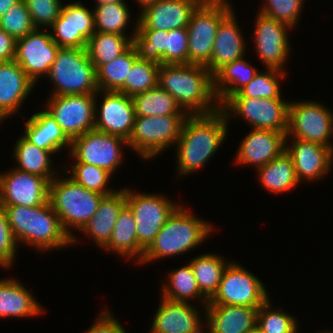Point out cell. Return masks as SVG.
<instances>
[{"mask_svg": "<svg viewBox=\"0 0 333 333\" xmlns=\"http://www.w3.org/2000/svg\"><path fill=\"white\" fill-rule=\"evenodd\" d=\"M158 85L167 91L188 115H206L220 109L213 90V75L204 65L161 64L158 70Z\"/></svg>", "mask_w": 333, "mask_h": 333, "instance_id": "6da1fadb", "label": "cell"}, {"mask_svg": "<svg viewBox=\"0 0 333 333\" xmlns=\"http://www.w3.org/2000/svg\"><path fill=\"white\" fill-rule=\"evenodd\" d=\"M228 119L219 109L206 115H189L176 143L177 175L200 170L224 142Z\"/></svg>", "mask_w": 333, "mask_h": 333, "instance_id": "7a4b0ae2", "label": "cell"}, {"mask_svg": "<svg viewBox=\"0 0 333 333\" xmlns=\"http://www.w3.org/2000/svg\"><path fill=\"white\" fill-rule=\"evenodd\" d=\"M6 212L12 234L17 242L46 251L61 249L72 244V238L66 233L60 219L49 202L27 207L2 205Z\"/></svg>", "mask_w": 333, "mask_h": 333, "instance_id": "3957f363", "label": "cell"}, {"mask_svg": "<svg viewBox=\"0 0 333 333\" xmlns=\"http://www.w3.org/2000/svg\"><path fill=\"white\" fill-rule=\"evenodd\" d=\"M213 229L210 222L195 217L180 204L145 250L140 264L184 254L201 245Z\"/></svg>", "mask_w": 333, "mask_h": 333, "instance_id": "277c9868", "label": "cell"}, {"mask_svg": "<svg viewBox=\"0 0 333 333\" xmlns=\"http://www.w3.org/2000/svg\"><path fill=\"white\" fill-rule=\"evenodd\" d=\"M57 178L58 176L49 183L48 200L58 215L62 227L72 238V243H76L77 238L70 229L76 228L81 231L95 214L105 195L88 190L71 177Z\"/></svg>", "mask_w": 333, "mask_h": 333, "instance_id": "5b68a950", "label": "cell"}, {"mask_svg": "<svg viewBox=\"0 0 333 333\" xmlns=\"http://www.w3.org/2000/svg\"><path fill=\"white\" fill-rule=\"evenodd\" d=\"M56 95L96 94V70L86 48L60 47L47 75Z\"/></svg>", "mask_w": 333, "mask_h": 333, "instance_id": "8992f818", "label": "cell"}, {"mask_svg": "<svg viewBox=\"0 0 333 333\" xmlns=\"http://www.w3.org/2000/svg\"><path fill=\"white\" fill-rule=\"evenodd\" d=\"M227 0H203L193 11L187 28L188 64L206 65L213 52L220 22L233 10Z\"/></svg>", "mask_w": 333, "mask_h": 333, "instance_id": "52a82bcc", "label": "cell"}, {"mask_svg": "<svg viewBox=\"0 0 333 333\" xmlns=\"http://www.w3.org/2000/svg\"><path fill=\"white\" fill-rule=\"evenodd\" d=\"M189 115L136 117L128 146L143 159H152L177 143Z\"/></svg>", "mask_w": 333, "mask_h": 333, "instance_id": "ba28073f", "label": "cell"}, {"mask_svg": "<svg viewBox=\"0 0 333 333\" xmlns=\"http://www.w3.org/2000/svg\"><path fill=\"white\" fill-rule=\"evenodd\" d=\"M289 104L290 102H284L283 99L228 98L220 109L227 119L235 114L239 115L250 123L253 129H270L287 133Z\"/></svg>", "mask_w": 333, "mask_h": 333, "instance_id": "9c48e42d", "label": "cell"}, {"mask_svg": "<svg viewBox=\"0 0 333 333\" xmlns=\"http://www.w3.org/2000/svg\"><path fill=\"white\" fill-rule=\"evenodd\" d=\"M161 194H139L126 188V205L134 215L139 245L146 250L179 206ZM175 203V204H174Z\"/></svg>", "mask_w": 333, "mask_h": 333, "instance_id": "30bf717a", "label": "cell"}, {"mask_svg": "<svg viewBox=\"0 0 333 333\" xmlns=\"http://www.w3.org/2000/svg\"><path fill=\"white\" fill-rule=\"evenodd\" d=\"M268 298L266 288L258 277L238 263L230 261L208 304L260 307Z\"/></svg>", "mask_w": 333, "mask_h": 333, "instance_id": "8fae6325", "label": "cell"}, {"mask_svg": "<svg viewBox=\"0 0 333 333\" xmlns=\"http://www.w3.org/2000/svg\"><path fill=\"white\" fill-rule=\"evenodd\" d=\"M286 135L287 143L289 137L293 136L333 149L330 142L333 136V113L317 101H291Z\"/></svg>", "mask_w": 333, "mask_h": 333, "instance_id": "7c38bea8", "label": "cell"}, {"mask_svg": "<svg viewBox=\"0 0 333 333\" xmlns=\"http://www.w3.org/2000/svg\"><path fill=\"white\" fill-rule=\"evenodd\" d=\"M96 94L50 96L46 111L56 120L65 135L72 141L94 130Z\"/></svg>", "mask_w": 333, "mask_h": 333, "instance_id": "4fadbf2b", "label": "cell"}, {"mask_svg": "<svg viewBox=\"0 0 333 333\" xmlns=\"http://www.w3.org/2000/svg\"><path fill=\"white\" fill-rule=\"evenodd\" d=\"M123 145L128 146L124 138L94 129L74 138L68 154L74 162L97 166L113 176L123 160Z\"/></svg>", "mask_w": 333, "mask_h": 333, "instance_id": "5bb4252c", "label": "cell"}, {"mask_svg": "<svg viewBox=\"0 0 333 333\" xmlns=\"http://www.w3.org/2000/svg\"><path fill=\"white\" fill-rule=\"evenodd\" d=\"M59 48L50 33L36 28L16 40L14 60L36 84L40 76L48 75Z\"/></svg>", "mask_w": 333, "mask_h": 333, "instance_id": "9a60e30c", "label": "cell"}, {"mask_svg": "<svg viewBox=\"0 0 333 333\" xmlns=\"http://www.w3.org/2000/svg\"><path fill=\"white\" fill-rule=\"evenodd\" d=\"M51 37L59 47L86 48L95 33L94 12L81 1L64 4L60 16L49 27Z\"/></svg>", "mask_w": 333, "mask_h": 333, "instance_id": "2e32d148", "label": "cell"}, {"mask_svg": "<svg viewBox=\"0 0 333 333\" xmlns=\"http://www.w3.org/2000/svg\"><path fill=\"white\" fill-rule=\"evenodd\" d=\"M255 22L254 41L262 64L266 68L284 71L283 65L287 61L290 51L287 33L292 28L261 13L257 14Z\"/></svg>", "mask_w": 333, "mask_h": 333, "instance_id": "e0dca14e", "label": "cell"}, {"mask_svg": "<svg viewBox=\"0 0 333 333\" xmlns=\"http://www.w3.org/2000/svg\"><path fill=\"white\" fill-rule=\"evenodd\" d=\"M11 170L0 174V205L34 207L48 201L50 182L46 178Z\"/></svg>", "mask_w": 333, "mask_h": 333, "instance_id": "ac0fdd59", "label": "cell"}, {"mask_svg": "<svg viewBox=\"0 0 333 333\" xmlns=\"http://www.w3.org/2000/svg\"><path fill=\"white\" fill-rule=\"evenodd\" d=\"M99 93L104 94V98L100 107L95 102L94 129L120 136L128 141L136 118L132 97L118 91H99Z\"/></svg>", "mask_w": 333, "mask_h": 333, "instance_id": "d6986e66", "label": "cell"}, {"mask_svg": "<svg viewBox=\"0 0 333 333\" xmlns=\"http://www.w3.org/2000/svg\"><path fill=\"white\" fill-rule=\"evenodd\" d=\"M203 0H157L144 7L137 29L170 31L188 26L193 11Z\"/></svg>", "mask_w": 333, "mask_h": 333, "instance_id": "ffe728a7", "label": "cell"}, {"mask_svg": "<svg viewBox=\"0 0 333 333\" xmlns=\"http://www.w3.org/2000/svg\"><path fill=\"white\" fill-rule=\"evenodd\" d=\"M292 141L291 145L286 142V152L292 157L295 175L299 182L316 181L331 170L333 162L331 147L299 138H292Z\"/></svg>", "mask_w": 333, "mask_h": 333, "instance_id": "44dd1931", "label": "cell"}, {"mask_svg": "<svg viewBox=\"0 0 333 333\" xmlns=\"http://www.w3.org/2000/svg\"><path fill=\"white\" fill-rule=\"evenodd\" d=\"M287 133L270 129H253L243 138L236 154V163L259 168L286 150Z\"/></svg>", "mask_w": 333, "mask_h": 333, "instance_id": "7402d4cb", "label": "cell"}, {"mask_svg": "<svg viewBox=\"0 0 333 333\" xmlns=\"http://www.w3.org/2000/svg\"><path fill=\"white\" fill-rule=\"evenodd\" d=\"M150 333H203L199 310L189 302H173L161 297ZM202 330V331H201Z\"/></svg>", "mask_w": 333, "mask_h": 333, "instance_id": "603a6c76", "label": "cell"}, {"mask_svg": "<svg viewBox=\"0 0 333 333\" xmlns=\"http://www.w3.org/2000/svg\"><path fill=\"white\" fill-rule=\"evenodd\" d=\"M35 85L15 60L0 62V117L15 115Z\"/></svg>", "mask_w": 333, "mask_h": 333, "instance_id": "cb8c5ba5", "label": "cell"}, {"mask_svg": "<svg viewBox=\"0 0 333 333\" xmlns=\"http://www.w3.org/2000/svg\"><path fill=\"white\" fill-rule=\"evenodd\" d=\"M259 307L207 304L208 333H248L257 325Z\"/></svg>", "mask_w": 333, "mask_h": 333, "instance_id": "d4e9b609", "label": "cell"}, {"mask_svg": "<svg viewBox=\"0 0 333 333\" xmlns=\"http://www.w3.org/2000/svg\"><path fill=\"white\" fill-rule=\"evenodd\" d=\"M232 10L219 24L210 61L205 65L214 75L224 65L244 57L246 43Z\"/></svg>", "mask_w": 333, "mask_h": 333, "instance_id": "484cf974", "label": "cell"}, {"mask_svg": "<svg viewBox=\"0 0 333 333\" xmlns=\"http://www.w3.org/2000/svg\"><path fill=\"white\" fill-rule=\"evenodd\" d=\"M125 205L126 187L104 196L81 232L89 235L97 247L104 248L110 240L119 212Z\"/></svg>", "mask_w": 333, "mask_h": 333, "instance_id": "4316f807", "label": "cell"}, {"mask_svg": "<svg viewBox=\"0 0 333 333\" xmlns=\"http://www.w3.org/2000/svg\"><path fill=\"white\" fill-rule=\"evenodd\" d=\"M24 137L38 148L59 152L71 148V140L65 135L56 120L46 111L33 114L25 124Z\"/></svg>", "mask_w": 333, "mask_h": 333, "instance_id": "83f0119b", "label": "cell"}, {"mask_svg": "<svg viewBox=\"0 0 333 333\" xmlns=\"http://www.w3.org/2000/svg\"><path fill=\"white\" fill-rule=\"evenodd\" d=\"M40 313H43L42 306L19 280L0 279V318L34 317Z\"/></svg>", "mask_w": 333, "mask_h": 333, "instance_id": "f1b7e54d", "label": "cell"}, {"mask_svg": "<svg viewBox=\"0 0 333 333\" xmlns=\"http://www.w3.org/2000/svg\"><path fill=\"white\" fill-rule=\"evenodd\" d=\"M104 249L125 258H135L138 264L141 262L145 250L138 243L134 215L127 205L119 212L110 240Z\"/></svg>", "mask_w": 333, "mask_h": 333, "instance_id": "f546056e", "label": "cell"}, {"mask_svg": "<svg viewBox=\"0 0 333 333\" xmlns=\"http://www.w3.org/2000/svg\"><path fill=\"white\" fill-rule=\"evenodd\" d=\"M258 70L242 57L221 67L213 75V90L221 106L231 95L250 83Z\"/></svg>", "mask_w": 333, "mask_h": 333, "instance_id": "4dcf8cb0", "label": "cell"}, {"mask_svg": "<svg viewBox=\"0 0 333 333\" xmlns=\"http://www.w3.org/2000/svg\"><path fill=\"white\" fill-rule=\"evenodd\" d=\"M137 23L134 25L135 29L132 35L129 36L104 32H95L91 36L86 50L95 70L116 59L132 45L134 34L137 31Z\"/></svg>", "mask_w": 333, "mask_h": 333, "instance_id": "1f68e13d", "label": "cell"}, {"mask_svg": "<svg viewBox=\"0 0 333 333\" xmlns=\"http://www.w3.org/2000/svg\"><path fill=\"white\" fill-rule=\"evenodd\" d=\"M262 186L272 193L292 190L300 183L295 175L292 157L286 150L264 166L257 168Z\"/></svg>", "mask_w": 333, "mask_h": 333, "instance_id": "d6a6232c", "label": "cell"}, {"mask_svg": "<svg viewBox=\"0 0 333 333\" xmlns=\"http://www.w3.org/2000/svg\"><path fill=\"white\" fill-rule=\"evenodd\" d=\"M15 161L19 165L16 169L46 178L49 182L56 177L52 170L53 154L49 150L38 148L28 141L23 135L20 136L14 147ZM53 171V172H52Z\"/></svg>", "mask_w": 333, "mask_h": 333, "instance_id": "836d02e7", "label": "cell"}, {"mask_svg": "<svg viewBox=\"0 0 333 333\" xmlns=\"http://www.w3.org/2000/svg\"><path fill=\"white\" fill-rule=\"evenodd\" d=\"M190 265L200 292L210 300L216 293L226 266L223 257L206 253L190 260Z\"/></svg>", "mask_w": 333, "mask_h": 333, "instance_id": "e575fe53", "label": "cell"}, {"mask_svg": "<svg viewBox=\"0 0 333 333\" xmlns=\"http://www.w3.org/2000/svg\"><path fill=\"white\" fill-rule=\"evenodd\" d=\"M136 117L188 115L176 100L159 85L132 96Z\"/></svg>", "mask_w": 333, "mask_h": 333, "instance_id": "d590c367", "label": "cell"}, {"mask_svg": "<svg viewBox=\"0 0 333 333\" xmlns=\"http://www.w3.org/2000/svg\"><path fill=\"white\" fill-rule=\"evenodd\" d=\"M170 272L168 282L162 285V298L173 302L187 303L190 299L199 298L206 307L209 300L200 292L190 263Z\"/></svg>", "mask_w": 333, "mask_h": 333, "instance_id": "8d00e7d4", "label": "cell"}, {"mask_svg": "<svg viewBox=\"0 0 333 333\" xmlns=\"http://www.w3.org/2000/svg\"><path fill=\"white\" fill-rule=\"evenodd\" d=\"M136 49L131 45L116 59L100 66L96 70L99 91H118L128 78L129 70L138 59Z\"/></svg>", "mask_w": 333, "mask_h": 333, "instance_id": "74e56055", "label": "cell"}, {"mask_svg": "<svg viewBox=\"0 0 333 333\" xmlns=\"http://www.w3.org/2000/svg\"><path fill=\"white\" fill-rule=\"evenodd\" d=\"M286 72L275 68H266L257 72L252 81L229 98H269L281 99L279 79L285 78Z\"/></svg>", "mask_w": 333, "mask_h": 333, "instance_id": "f35d334b", "label": "cell"}, {"mask_svg": "<svg viewBox=\"0 0 333 333\" xmlns=\"http://www.w3.org/2000/svg\"><path fill=\"white\" fill-rule=\"evenodd\" d=\"M94 8L95 32L128 36L125 30L126 25L130 22L131 13H129V7L124 1L96 5Z\"/></svg>", "mask_w": 333, "mask_h": 333, "instance_id": "ab89813d", "label": "cell"}, {"mask_svg": "<svg viewBox=\"0 0 333 333\" xmlns=\"http://www.w3.org/2000/svg\"><path fill=\"white\" fill-rule=\"evenodd\" d=\"M132 45L140 59L166 64V31L137 29Z\"/></svg>", "mask_w": 333, "mask_h": 333, "instance_id": "60d3db41", "label": "cell"}, {"mask_svg": "<svg viewBox=\"0 0 333 333\" xmlns=\"http://www.w3.org/2000/svg\"><path fill=\"white\" fill-rule=\"evenodd\" d=\"M159 67L158 63L138 58L129 70L125 84L118 92L132 97L156 87L158 85Z\"/></svg>", "mask_w": 333, "mask_h": 333, "instance_id": "b9f144b4", "label": "cell"}, {"mask_svg": "<svg viewBox=\"0 0 333 333\" xmlns=\"http://www.w3.org/2000/svg\"><path fill=\"white\" fill-rule=\"evenodd\" d=\"M71 170L72 172H70V177L88 190L98 192L105 196L116 191L107 186L112 175L102 168L86 163L75 162L70 171Z\"/></svg>", "mask_w": 333, "mask_h": 333, "instance_id": "7bdbcfd3", "label": "cell"}, {"mask_svg": "<svg viewBox=\"0 0 333 333\" xmlns=\"http://www.w3.org/2000/svg\"><path fill=\"white\" fill-rule=\"evenodd\" d=\"M268 298L258 309L257 325L265 333H297V320L282 310H274ZM298 329V330H297Z\"/></svg>", "mask_w": 333, "mask_h": 333, "instance_id": "ee69618b", "label": "cell"}, {"mask_svg": "<svg viewBox=\"0 0 333 333\" xmlns=\"http://www.w3.org/2000/svg\"><path fill=\"white\" fill-rule=\"evenodd\" d=\"M0 28L16 40L36 29L24 0L17 2L0 17Z\"/></svg>", "mask_w": 333, "mask_h": 333, "instance_id": "f6af8a7d", "label": "cell"}, {"mask_svg": "<svg viewBox=\"0 0 333 333\" xmlns=\"http://www.w3.org/2000/svg\"><path fill=\"white\" fill-rule=\"evenodd\" d=\"M259 13L287 24L291 28L297 27L303 6V0H265ZM305 1V0H304Z\"/></svg>", "mask_w": 333, "mask_h": 333, "instance_id": "bcb514c9", "label": "cell"}, {"mask_svg": "<svg viewBox=\"0 0 333 333\" xmlns=\"http://www.w3.org/2000/svg\"><path fill=\"white\" fill-rule=\"evenodd\" d=\"M36 28H49L60 16L61 0H24ZM46 26V27H45Z\"/></svg>", "mask_w": 333, "mask_h": 333, "instance_id": "7dc6e473", "label": "cell"}, {"mask_svg": "<svg viewBox=\"0 0 333 333\" xmlns=\"http://www.w3.org/2000/svg\"><path fill=\"white\" fill-rule=\"evenodd\" d=\"M166 64H188L186 27L166 31Z\"/></svg>", "mask_w": 333, "mask_h": 333, "instance_id": "c3c4849f", "label": "cell"}, {"mask_svg": "<svg viewBox=\"0 0 333 333\" xmlns=\"http://www.w3.org/2000/svg\"><path fill=\"white\" fill-rule=\"evenodd\" d=\"M17 246L4 207L0 205V267L9 268L12 265Z\"/></svg>", "mask_w": 333, "mask_h": 333, "instance_id": "681fc988", "label": "cell"}, {"mask_svg": "<svg viewBox=\"0 0 333 333\" xmlns=\"http://www.w3.org/2000/svg\"><path fill=\"white\" fill-rule=\"evenodd\" d=\"M112 314L107 309L103 310L98 315L94 325L85 333H127L121 323Z\"/></svg>", "mask_w": 333, "mask_h": 333, "instance_id": "f907efd6", "label": "cell"}, {"mask_svg": "<svg viewBox=\"0 0 333 333\" xmlns=\"http://www.w3.org/2000/svg\"><path fill=\"white\" fill-rule=\"evenodd\" d=\"M16 39L0 28V62L15 59Z\"/></svg>", "mask_w": 333, "mask_h": 333, "instance_id": "816d5d0a", "label": "cell"}, {"mask_svg": "<svg viewBox=\"0 0 333 333\" xmlns=\"http://www.w3.org/2000/svg\"><path fill=\"white\" fill-rule=\"evenodd\" d=\"M20 0H0V17Z\"/></svg>", "mask_w": 333, "mask_h": 333, "instance_id": "f5cc1de1", "label": "cell"}, {"mask_svg": "<svg viewBox=\"0 0 333 333\" xmlns=\"http://www.w3.org/2000/svg\"><path fill=\"white\" fill-rule=\"evenodd\" d=\"M156 1L157 0H136V2H138L139 5H141L140 7L141 10L148 5L155 3Z\"/></svg>", "mask_w": 333, "mask_h": 333, "instance_id": "db71d44e", "label": "cell"}, {"mask_svg": "<svg viewBox=\"0 0 333 333\" xmlns=\"http://www.w3.org/2000/svg\"><path fill=\"white\" fill-rule=\"evenodd\" d=\"M124 0H97L96 5H103L108 3L123 2Z\"/></svg>", "mask_w": 333, "mask_h": 333, "instance_id": "11a10c76", "label": "cell"}, {"mask_svg": "<svg viewBox=\"0 0 333 333\" xmlns=\"http://www.w3.org/2000/svg\"><path fill=\"white\" fill-rule=\"evenodd\" d=\"M248 333H265V332L258 325H256Z\"/></svg>", "mask_w": 333, "mask_h": 333, "instance_id": "9f6ffc18", "label": "cell"}]
</instances>
